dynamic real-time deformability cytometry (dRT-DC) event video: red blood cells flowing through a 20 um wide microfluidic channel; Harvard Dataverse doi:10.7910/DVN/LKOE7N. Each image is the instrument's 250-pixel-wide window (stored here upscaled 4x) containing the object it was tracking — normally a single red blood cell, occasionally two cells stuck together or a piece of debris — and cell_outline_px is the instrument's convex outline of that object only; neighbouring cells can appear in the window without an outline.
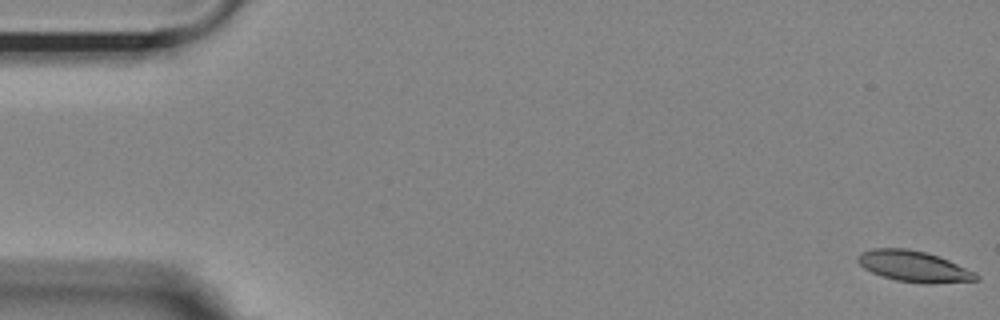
{"species": "Egyptian fruit bat (a non-hibernating species)", "species_latin": "Rousettus aegyptiacus", "temperature_condition": "room temperature", "stored_images_in_passage": 57, "camera_frame_rate_fps": 3000, "um_per_image_px": 0.085, "animal": {"sex": "female"}, "frame": {"image": 1, "passage_image": 1, "time_ms": 0.0, "image_size_px": [1000, 320], "cell_outline_px": [[980, 280], [928, 284], [924, 284], [896, 280], [872, 272], [864, 268], [856, 260], [856, 256], [860, 252], [872, 248], [908, 248], [924, 252], [948, 260], [976, 272], [980, 276]], "centroid_in_image_um": [77.67, 22.64], "position_along_channel_um": 7.3, "area_um2": 21.39}}
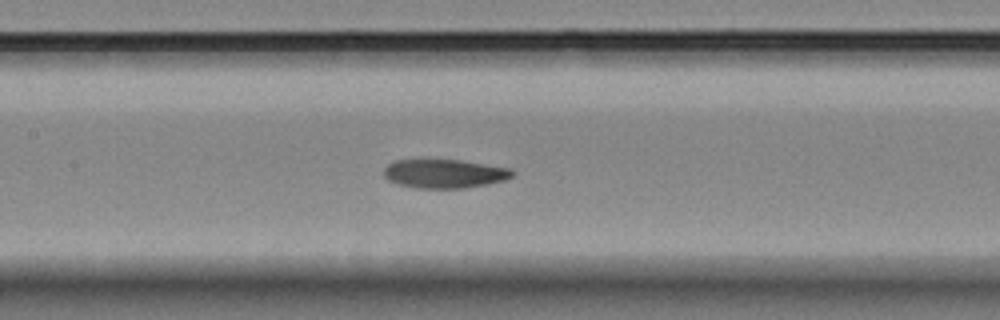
{"frame": {"image": 2, "passage_image": 26, "time_ms": 8.333, "image_size_px": [1000, 320], "cell_outline_px": [[516, 172], [512, 176], [504, 180], [488, 184], [464, 188], [416, 188], [400, 184], [388, 180], [384, 176], [384, 168], [388, 164], [396, 160], [460, 160], [512, 168]], "centroid_in_image_um": [37.81, 14.76], "position_along_channel_um": 169.6, "area_um2": 21.56}}
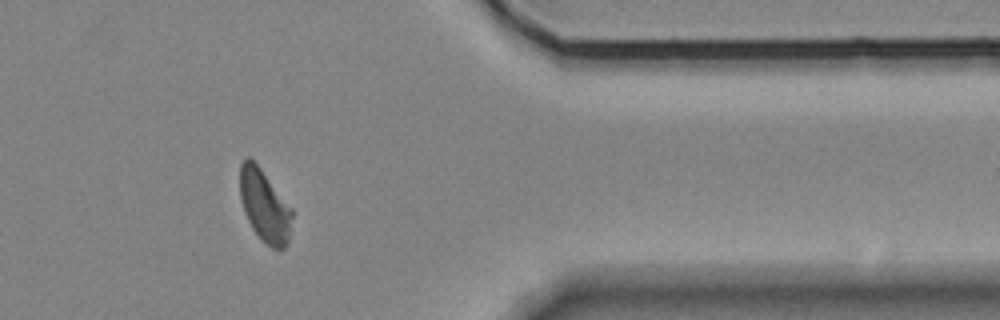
{"frame": {"image": 3, "passage_image": 46, "time_ms": 15.0, "image_size_px": [1000, 320], "cell_outline_px": [[292, 216], [288, 240], [284, 248], [272, 248], [264, 244], [260, 240], [252, 228], [244, 212], [240, 196], [240, 164], [248, 156], [260, 168], [292, 208]], "centroid_in_image_um": [22.47, 17.51], "position_along_channel_um": 388.9, "area_um2": 21.73}, "authors_computed_cell_mechanics": {"area_um2": 22.0796, "velocity_mm_per_s": 3.574, "shape_relaxation_time_tau1_ms": null, "shape_relaxation_time_tau2_ms": 5.5487, "deformation_change_tau1": null, "deformation_change_tau2": 0.1093}}